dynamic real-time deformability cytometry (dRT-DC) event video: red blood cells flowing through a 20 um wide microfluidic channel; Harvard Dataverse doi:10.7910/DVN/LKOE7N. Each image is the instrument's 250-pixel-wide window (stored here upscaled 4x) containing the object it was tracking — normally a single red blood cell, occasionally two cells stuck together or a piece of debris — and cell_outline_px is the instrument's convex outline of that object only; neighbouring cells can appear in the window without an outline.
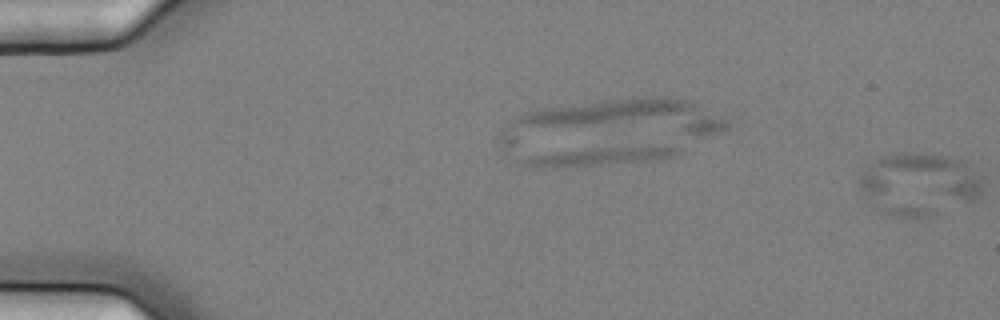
{"species": "common noctule bat (a hibernating species)", "species_latin": "Nyctalus noctula", "temperature_condition": "cold", "stored_images_in_passage": 12, "camera_frame_rate_fps": 3000, "um_per_image_px": 0.085, "animal": {"sex": "female", "body_mass_g": 25.1}, "frame": {"image": 1, "passage_image": 1, "time_ms": 0.0, "image_size_px": [1000, 320], "cell_outline_px": [[984, 192], [976, 200], [940, 216], [892, 216], [876, 212], [860, 192], [856, 180], [868, 164], [880, 156], [900, 152], [920, 152], [948, 156], [972, 164], [984, 176]], "centroid_in_image_um": [78.16, 15.66], "position_along_channel_um": 6.8, "area_um2": 47.16}}